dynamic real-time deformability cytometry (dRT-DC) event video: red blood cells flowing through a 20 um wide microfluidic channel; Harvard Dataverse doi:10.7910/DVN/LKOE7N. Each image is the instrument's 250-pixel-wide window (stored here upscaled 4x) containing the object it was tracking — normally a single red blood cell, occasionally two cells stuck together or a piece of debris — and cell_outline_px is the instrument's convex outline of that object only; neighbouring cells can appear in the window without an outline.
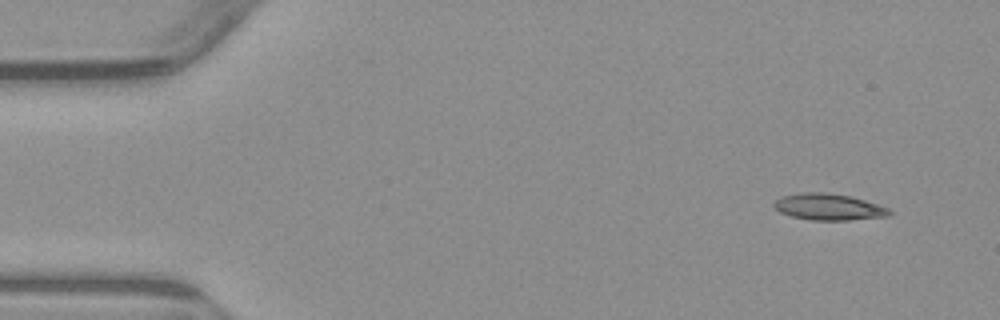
{"species": "common noctule bat (a hibernating species)", "species_latin": "Nyctalus noctula", "temperature_condition": "warm", "stored_images_in_passage": 3, "camera_frame_rate_fps": 3000, "um_per_image_px": 0.085, "animal": {"sex": "male", "body_mass_g": 23.1, "forearm_length_mm": 52.7}, "frame": {"image": 1, "passage_image": 1, "time_ms": 0.0, "image_size_px": [1000, 320], "cell_outline_px": [[892, 212], [888, 216], [848, 220], [812, 220], [792, 216], [780, 212], [772, 204], [780, 196], [800, 192], [824, 192], [848, 196], [864, 200], [888, 208]], "centroid_in_image_um": [70.4, 17.58], "position_along_channel_um": 14.6, "area_um2": 17.63}}